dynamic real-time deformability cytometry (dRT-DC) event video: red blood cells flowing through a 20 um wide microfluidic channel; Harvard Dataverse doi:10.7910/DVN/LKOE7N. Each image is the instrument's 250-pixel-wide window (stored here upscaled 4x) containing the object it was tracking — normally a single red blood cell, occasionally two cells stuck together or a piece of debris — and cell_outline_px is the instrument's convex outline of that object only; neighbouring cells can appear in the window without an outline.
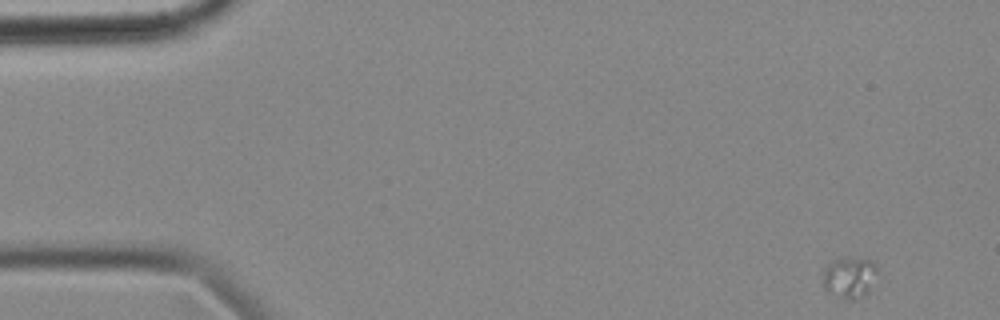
{"species": "common noctule bat (a hibernating species)", "species_latin": "Nyctalus noctula", "temperature_condition": "cold", "stored_images_in_passage": 43, "camera_frame_rate_fps": 3000, "um_per_image_px": 0.085, "animal": {"sex": "female", "body_mass_g": 18.4}, "frame": {"image": 1, "passage_image": 1, "time_ms": 0.0, "image_size_px": [1000, 320], "cell_outline_px": [[880, 272], [868, 292], [852, 300], [828, 292], [824, 288], [824, 268], [832, 260], [848, 256], [872, 260], [876, 264]], "centroid_in_image_um": [72.26, 23.52], "position_along_channel_um": 12.7, "area_um2": 13.24}}